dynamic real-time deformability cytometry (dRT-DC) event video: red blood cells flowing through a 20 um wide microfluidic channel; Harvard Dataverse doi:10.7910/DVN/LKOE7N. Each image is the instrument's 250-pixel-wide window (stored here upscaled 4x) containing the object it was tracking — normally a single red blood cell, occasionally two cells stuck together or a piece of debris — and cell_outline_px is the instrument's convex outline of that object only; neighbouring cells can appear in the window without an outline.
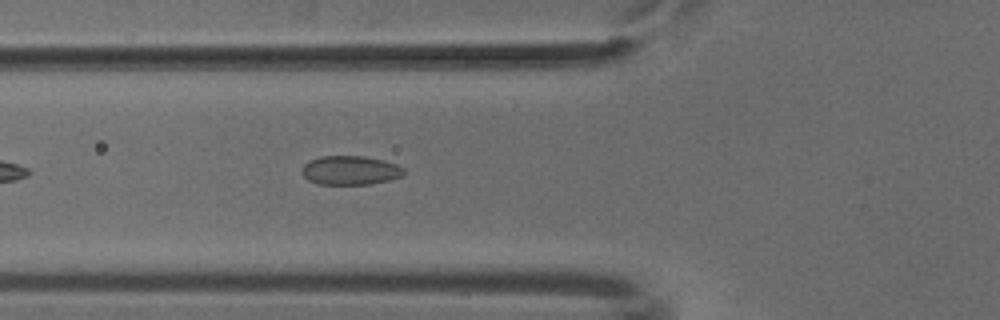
{"species": "common noctule bat (a hibernating species)", "species_latin": "Nyctalus noctula", "temperature_condition": "cold", "stored_images_in_passage": 40, "camera_frame_rate_fps": 3000, "um_per_image_px": 0.085, "animal": {"sex": "male", "body_mass_g": 18.8}, "frame": {"image": 1, "passage_image": 7, "time_ms": 2.0, "image_size_px": [1000, 320], "cell_outline_px": [[404, 176], [392, 180], [372, 184], [320, 184], [308, 180], [300, 172], [304, 164], [320, 156], [364, 156], [384, 160], [396, 164], [404, 168]], "centroid_in_image_um": [29.81, 14.48], "position_along_channel_um": 96.0, "area_um2": 17.4}}
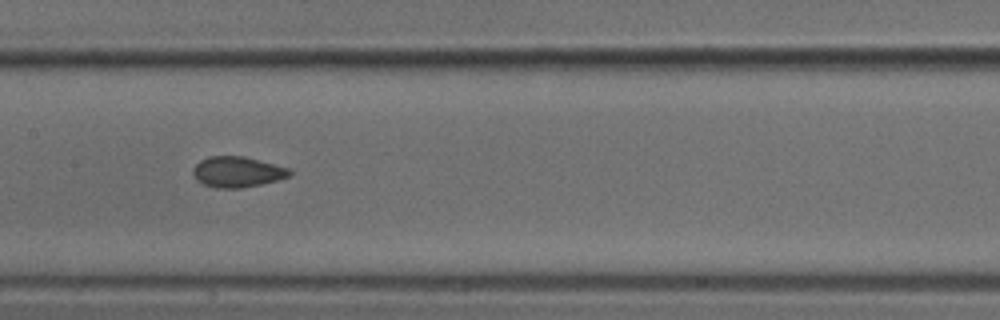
{"frame": {"image": 2, "passage_image": 14, "time_ms": 4.333, "image_size_px": [1000, 320], "cell_outline_px": [[292, 172], [288, 176], [280, 180], [240, 188], [216, 188], [204, 184], [196, 180], [192, 172], [192, 168], [200, 160], [208, 156], [244, 156], [288, 168]], "centroid_in_image_um": [20.13, 14.61], "position_along_channel_um": 187.3, "area_um2": 17.22}}
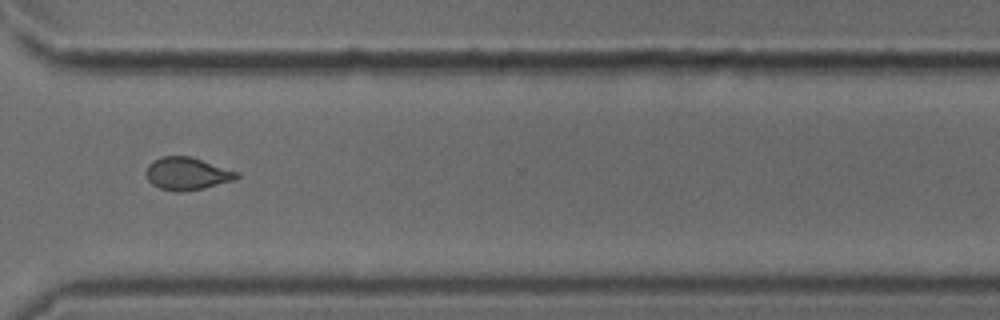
{"frame": {"image": 3, "passage_image": 27, "time_ms": 8.667, "image_size_px": [1000, 320], "cell_outline_px": [[240, 176], [236, 180], [204, 188], [180, 192], [172, 192], [160, 188], [152, 184], [148, 180], [148, 164], [152, 160], [160, 156], [188, 156], [240, 172]], "centroid_in_image_um": [15.93, 14.77], "position_along_channel_um": 354.7, "area_um2": 17.22}}